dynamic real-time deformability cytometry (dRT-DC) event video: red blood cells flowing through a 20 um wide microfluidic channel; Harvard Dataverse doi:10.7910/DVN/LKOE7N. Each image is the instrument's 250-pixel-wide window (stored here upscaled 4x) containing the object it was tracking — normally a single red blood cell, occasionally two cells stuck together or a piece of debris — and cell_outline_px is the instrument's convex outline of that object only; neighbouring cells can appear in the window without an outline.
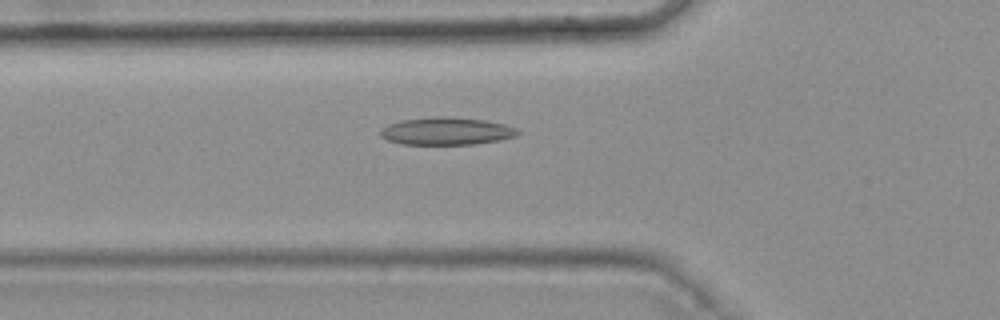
{"species": "common noctule bat (a hibernating species)", "species_latin": "Nyctalus noctula", "temperature_condition": "warm", "stored_images_in_passage": 38, "camera_frame_rate_fps": 3000, "um_per_image_px": 0.085, "animal": {"sex": "female", "body_mass_g": 25.1}, "frame": {"image": 1, "passage_image": 8, "time_ms": 2.333, "image_size_px": [1000, 320], "cell_outline_px": [[520, 132], [516, 136], [500, 140], [472, 144], [404, 144], [388, 140], [380, 136], [380, 128], [388, 124], [400, 120], [432, 116], [448, 116], [484, 120], [504, 124], [516, 128]], "centroid_in_image_um": [37.92, 11.13], "position_along_channel_um": 87.9, "area_um2": 22.14}}
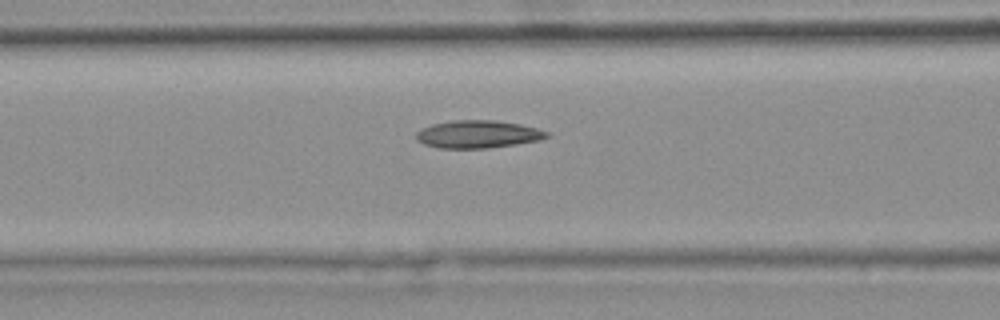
{"frame": {"image": 2, "passage_image": 11, "time_ms": 3.333, "image_size_px": [1000, 320], "cell_outline_px": [[552, 136], [540, 140], [516, 144], [488, 148], [440, 148], [424, 144], [416, 140], [416, 132], [420, 128], [432, 124], [452, 120], [496, 120], [520, 124], [536, 128], [548, 132]], "centroid_in_image_um": [40.62, 11.4], "position_along_channel_um": 126.0, "area_um2": 21.21}}
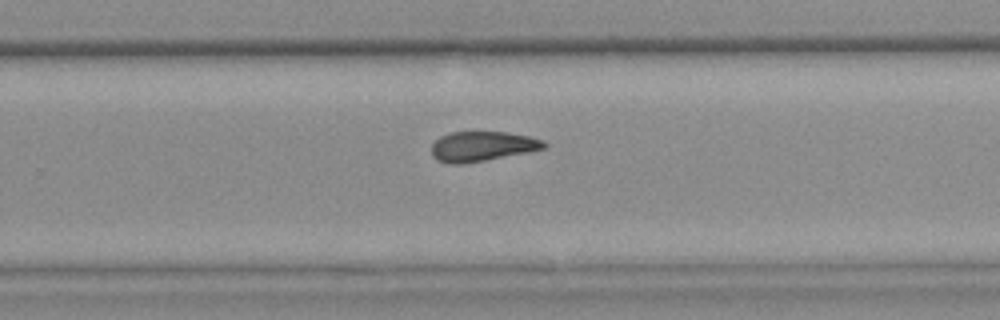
{"frame": {"image": 3, "passage_image": 24, "time_ms": 7.667, "image_size_px": [1000, 320], "cell_outline_px": [[548, 144], [544, 148], [528, 152], [484, 160], [460, 164], [452, 164], [436, 160], [432, 156], [432, 144], [440, 136], [452, 132], [508, 132], [528, 136], [544, 140]], "centroid_in_image_um": [40.98, 12.43], "position_along_channel_um": 288.8, "area_um2": 19.48}, "authors_computed_cell_mechanics": {"area_um2": 20.3456, "velocity_mm_per_s": 3.7717, "shape_relaxation_time_tau1_ms": null, "shape_relaxation_time_tau2_ms": 2.915, "deformation_change_tau1": null, "deformation_change_tau2": 0.0971}}